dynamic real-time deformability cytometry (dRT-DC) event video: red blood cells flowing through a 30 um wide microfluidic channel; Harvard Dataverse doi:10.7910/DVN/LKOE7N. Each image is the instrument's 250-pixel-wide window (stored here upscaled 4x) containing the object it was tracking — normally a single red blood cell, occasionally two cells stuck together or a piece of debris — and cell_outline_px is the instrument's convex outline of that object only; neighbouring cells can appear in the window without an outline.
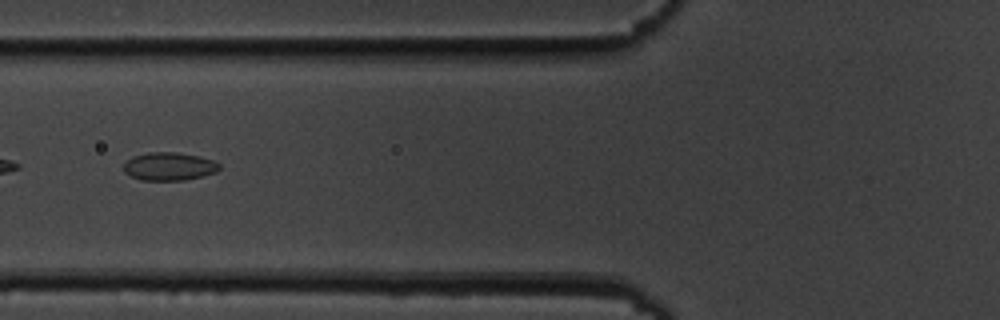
{"species": "common noctule bat (a hibernating species)", "species_latin": "Nyctalus noctula", "temperature_condition": "cold", "stored_images_in_passage": 56, "camera_frame_rate_fps": 3000, "um_per_image_px": 0.085, "animal": {"sex": "male", "body_mass_g": 19.5, "forearm_length_mm": 54.6}, "frame": {"image": 1, "passage_image": 22, "time_ms": 7.0, "image_size_px": [1000, 320], "cell_outline_px": [[220, 168], [216, 172], [204, 176], [184, 180], [140, 180], [124, 172], [124, 164], [132, 156], [148, 152], [176, 152], [200, 156], [212, 160], [220, 164]], "centroid_in_image_um": [14.39, 14.14], "position_along_channel_um": 111.4, "area_um2": 15.72}}
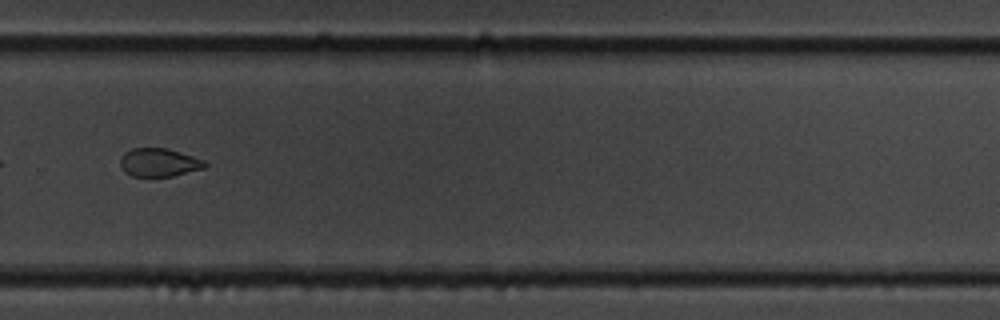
{"frame": {"image": 2, "passage_image": 39, "time_ms": 12.667, "image_size_px": [1000, 320], "cell_outline_px": [[208, 164], [204, 168], [172, 176], [132, 176], [124, 172], [120, 164], [120, 156], [124, 152], [132, 148], [168, 148], [204, 160]], "centroid_in_image_um": [13.49, 13.8], "position_along_channel_um": 316.3, "area_um2": 13.99}}
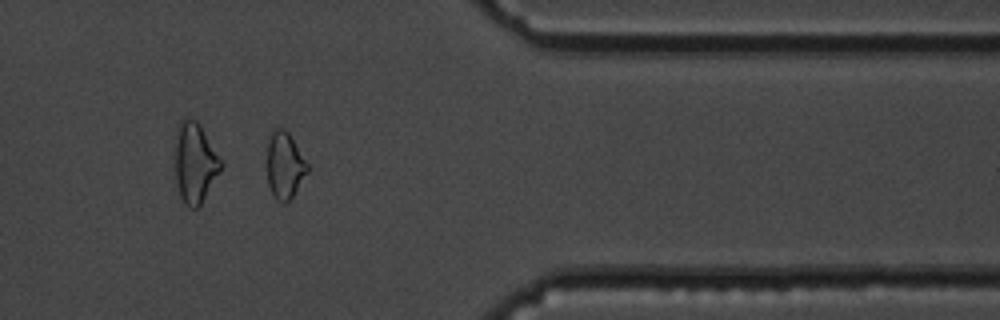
{"frame": {"image": 3, "passage_image": 46, "time_ms": 15.0, "image_size_px": [1000, 320], "cell_outline_px": [[308, 172], [292, 196], [284, 204], [276, 200], [268, 184], [264, 164], [268, 140], [272, 128], [284, 128], [288, 132], [308, 164]], "centroid_in_image_um": [24.13, 14.03], "position_along_channel_um": 387.3, "area_um2": 16.13}, "authors_computed_cell_mechanics": {"area_um2": 16.0395, "velocity_mm_per_s": 3.6235, "shape_relaxation_time_tau1_ms": 3.4556, "shape_relaxation_time_tau2_ms": 3.5715, "deformation_change_tau1": 0.0844, "deformation_change_tau2": 0.0862}}